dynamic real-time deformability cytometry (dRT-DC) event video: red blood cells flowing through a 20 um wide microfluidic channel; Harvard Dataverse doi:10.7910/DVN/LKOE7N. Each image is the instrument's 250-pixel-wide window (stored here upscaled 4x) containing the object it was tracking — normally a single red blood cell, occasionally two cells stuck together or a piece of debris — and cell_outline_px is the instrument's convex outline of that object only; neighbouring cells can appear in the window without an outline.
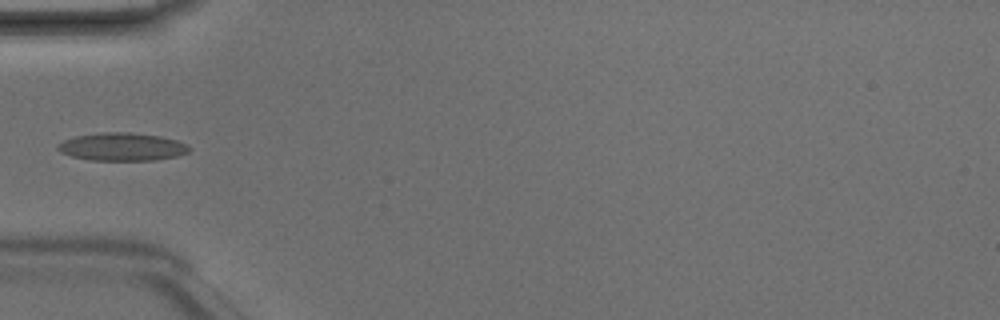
{"species": "Egyptian fruit bat (a non-hibernating species)", "species_latin": "Rousettus aegyptiacus", "temperature_condition": "room temperature", "stored_images_in_passage": 4, "camera_frame_rate_fps": 3000, "um_per_image_px": 0.085, "animal": {"sex": "male"}, "frame": {"image": 1, "passage_image": 4, "time_ms": 1.0, "image_size_px": [1000, 320], "cell_outline_px": [[192, 148], [188, 152], [176, 156], [156, 160], [88, 160], [72, 156], [60, 152], [56, 148], [56, 144], [64, 140], [76, 136], [100, 132], [128, 132], [160, 136], [176, 140], [188, 144]], "centroid_in_image_um": [10.37, 12.47], "position_along_channel_um": 74.6, "area_um2": 21.5}}